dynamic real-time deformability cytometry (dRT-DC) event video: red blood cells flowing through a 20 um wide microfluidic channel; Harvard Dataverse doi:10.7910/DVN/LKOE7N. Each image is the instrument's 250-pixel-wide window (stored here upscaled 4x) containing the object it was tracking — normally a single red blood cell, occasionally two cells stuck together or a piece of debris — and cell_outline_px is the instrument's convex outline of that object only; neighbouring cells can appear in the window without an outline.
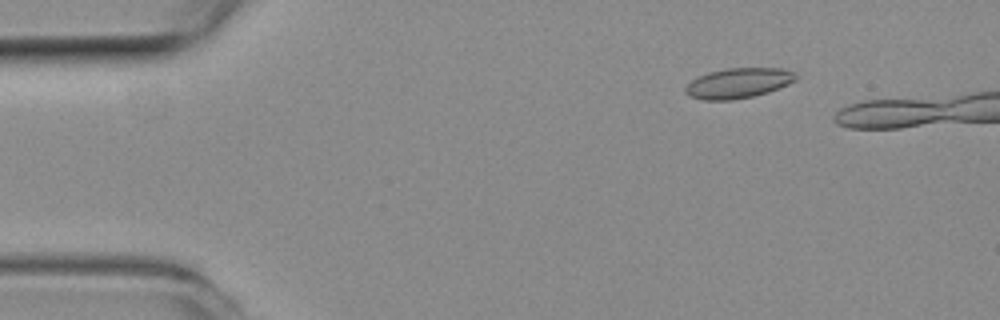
{"species": "common noctule bat (a hibernating species)", "species_latin": "Nyctalus noctula", "temperature_condition": "room temperature", "stored_images_in_passage": 14, "camera_frame_rate_fps": 3000, "um_per_image_px": 0.085, "animal": {"sex": "female", "body_mass_g": 19.3, "forearm_length_mm": 54.1}, "frame": {"image": 1, "passage_image": 7, "time_ms": 2.0, "image_size_px": [1000, 320], "cell_outline_px": [[796, 80], [788, 84], [768, 92], [752, 96], [732, 100], [704, 100], [688, 96], [684, 92], [684, 88], [692, 80], [708, 72], [728, 68], [780, 68], [796, 72]], "centroid_in_image_um": [62.74, 7.06], "position_along_channel_um": 22.3, "area_um2": 19.36}}